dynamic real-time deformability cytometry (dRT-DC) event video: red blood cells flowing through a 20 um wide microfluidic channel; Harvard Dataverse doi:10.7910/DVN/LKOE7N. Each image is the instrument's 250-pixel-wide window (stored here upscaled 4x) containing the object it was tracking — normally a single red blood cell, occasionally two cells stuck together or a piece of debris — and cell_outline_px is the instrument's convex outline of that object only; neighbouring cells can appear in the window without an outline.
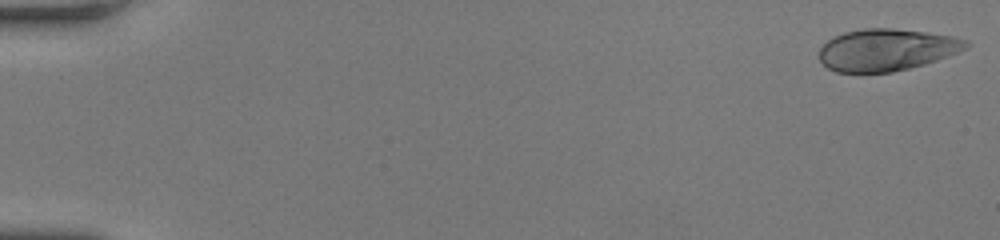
{"species": "human", "species_latin": "Homo sapiens", "temperature_condition": "room temperature", "stored_images_in_passage": 53, "camera_frame_rate_fps": 3000, "um_per_image_px": 0.085, "donor": {"sex": "female"}, "frame": {"image": 1, "passage_image": 1, "time_ms": 0.0, "image_size_px": [1000, 240], "cell_outline_px": [[972, 44], [968, 48], [936, 60], [924, 64], [892, 72], [836, 72], [828, 68], [820, 60], [820, 48], [832, 36], [844, 32], [864, 28], [892, 28], [928, 32], [952, 36], [968, 40]], "centroid_in_image_um": [75.37, 4.22], "position_along_channel_um": 9.6, "area_um2": 35.89}}
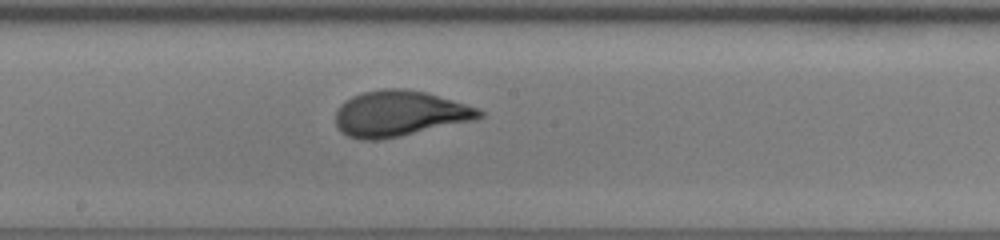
{"frame": {"image": 2, "passage_image": 30, "time_ms": 9.667, "image_size_px": [1000, 240], "cell_outline_px": [[484, 116], [472, 120], [400, 136], [380, 140], [364, 140], [348, 136], [340, 132], [336, 128], [336, 112], [340, 104], [344, 100], [352, 96], [364, 92], [384, 88], [404, 88], [424, 92], [480, 108], [484, 112]], "centroid_in_image_um": [33.92, 9.65], "position_along_channel_um": 214.3, "area_um2": 38.15}}
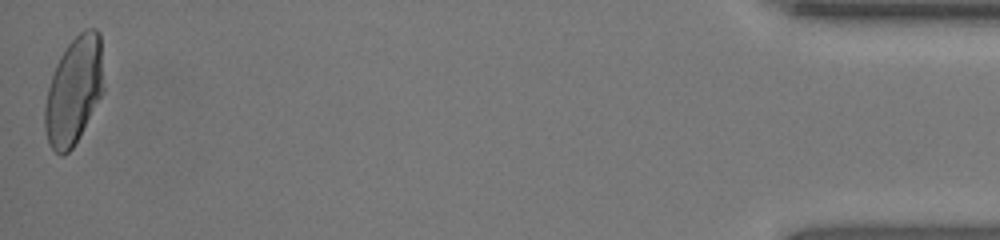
{"frame": {"image": 3, "passage_image": 53, "time_ms": 17.333, "image_size_px": [1000, 240], "cell_outline_px": [[104, 88], [100, 96], [72, 148], [64, 156], [60, 156], [48, 144], [44, 128], [44, 104], [48, 88], [56, 64], [60, 56], [68, 44], [84, 28], [96, 28], [100, 32]], "centroid_in_image_um": [6.26, 7.69], "position_along_channel_um": 428.9, "area_um2": 36.59}, "authors_computed_cell_mechanics": {"area_um2": 36.7608, "velocity_mm_per_s": 3.9263, "shape_relaxation_time_tau1_ms": 4.7755, "shape_relaxation_time_tau2_ms": null, "deformation_change_tau1": 0.1946, "deformation_change_tau2": null}}